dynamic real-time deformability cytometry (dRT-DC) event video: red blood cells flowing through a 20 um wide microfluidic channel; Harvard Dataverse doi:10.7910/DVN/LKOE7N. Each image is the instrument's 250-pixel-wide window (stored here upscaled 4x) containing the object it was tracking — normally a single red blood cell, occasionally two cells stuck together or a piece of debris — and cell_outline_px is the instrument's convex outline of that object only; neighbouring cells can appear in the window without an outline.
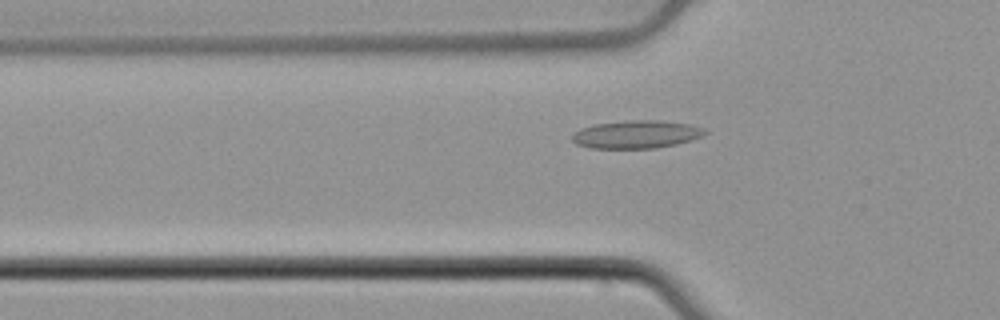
{"species": "common noctule bat (a hibernating species)", "species_latin": "Nyctalus noctula", "temperature_condition": "cold", "stored_images_in_passage": 53, "camera_frame_rate_fps": 3000, "um_per_image_px": 0.085, "animal": {"sex": "male", "body_mass_g": 21.5, "forearm_length_mm": 52.0}, "frame": {"image": 1, "passage_image": 17, "time_ms": 5.333, "image_size_px": [1000, 320], "cell_outline_px": [[708, 132], [704, 136], [676, 144], [656, 148], [592, 148], [576, 144], [568, 136], [572, 132], [580, 128], [596, 124], [628, 120], [660, 120], [692, 124], [704, 128]], "centroid_in_image_um": [54.08, 11.41], "position_along_channel_um": 71.7, "area_um2": 21.91}}
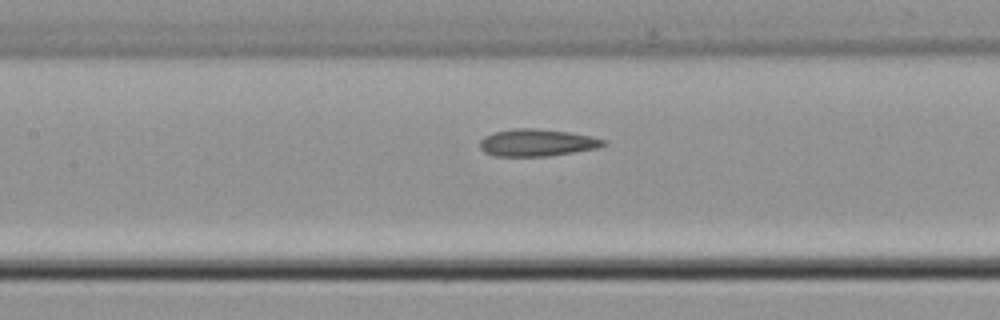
{"frame": {"image": 2, "passage_image": 24, "time_ms": 7.667, "image_size_px": [1000, 320], "cell_outline_px": [[608, 144], [600, 148], [548, 156], [492, 156], [484, 152], [480, 148], [480, 140], [484, 136], [492, 132], [512, 128], [536, 128], [568, 132], [592, 136], [608, 140]], "centroid_in_image_um": [45.66, 12.12], "position_along_channel_um": 161.7, "area_um2": 19.94}}
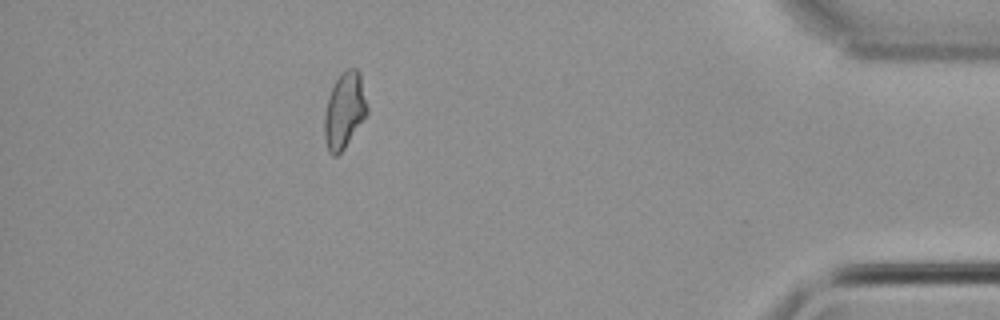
{"frame": {"image": 3, "passage_image": 47, "time_ms": 15.333, "image_size_px": [1000, 320], "cell_outline_px": [[368, 116], [344, 148], [336, 156], [332, 156], [328, 152], [324, 136], [324, 116], [328, 96], [336, 80], [348, 68], [356, 68], [360, 72], [368, 108]], "centroid_in_image_um": [29.29, 9.42], "position_along_channel_um": 405.9, "area_um2": 19.07}, "authors_computed_cell_mechanics": {"area_um2": 19.5942, "velocity_mm_per_s": 3.8381, "shape_relaxation_time_tau1_ms": null, "shape_relaxation_time_tau2_ms": 4.0746, "deformation_change_tau1": null, "deformation_change_tau2": 0.1357}}